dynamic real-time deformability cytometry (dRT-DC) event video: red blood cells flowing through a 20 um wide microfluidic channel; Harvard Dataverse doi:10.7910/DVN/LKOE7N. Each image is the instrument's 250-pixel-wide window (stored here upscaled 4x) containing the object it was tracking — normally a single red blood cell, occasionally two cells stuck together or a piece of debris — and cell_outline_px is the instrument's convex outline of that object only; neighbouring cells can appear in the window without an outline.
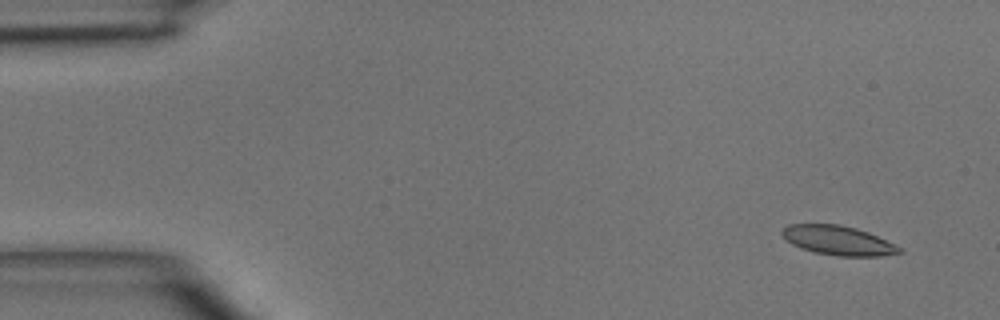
{"species": "common noctule bat (a hibernating species)", "species_latin": "Nyctalus noctula", "temperature_condition": "room temperature", "stored_images_in_passage": 4, "camera_frame_rate_fps": 3000, "um_per_image_px": 0.085, "animal": {"sex": "male", "body_mass_g": 15.6}, "frame": {"image": 1, "passage_image": 1, "time_ms": 0.0, "image_size_px": [1000, 320], "cell_outline_px": [[904, 252], [880, 256], [836, 256], [812, 252], [800, 248], [792, 244], [780, 232], [788, 224], [840, 224], [856, 228], [868, 232], [904, 248]], "centroid_in_image_um": [71.27, 20.44], "position_along_channel_um": 13.7, "area_um2": 20.17}}
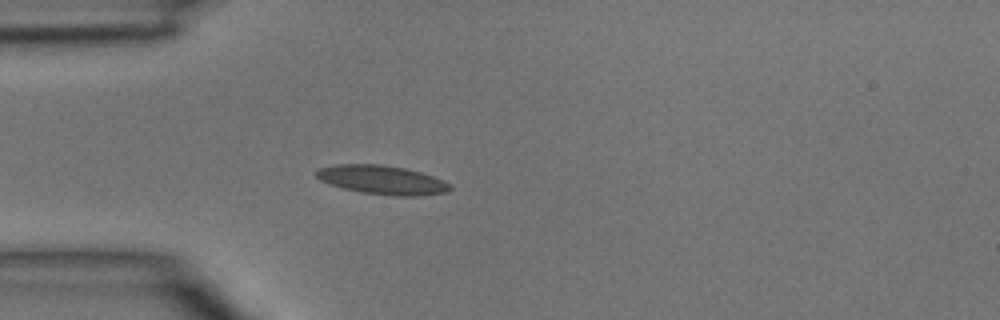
{"frame": {"image": 2, "passage_image": 4, "time_ms": 3.333, "image_size_px": [1000, 320], "cell_outline_px": [[452, 188], [448, 192], [416, 196], [392, 196], [360, 192], [344, 188], [320, 180], [316, 176], [316, 172], [320, 168], [336, 164], [380, 164], [404, 168], [420, 172], [444, 180]], "centroid_in_image_um": [32.5, 15.29], "position_along_channel_um": 52.5, "area_um2": 22.37}}